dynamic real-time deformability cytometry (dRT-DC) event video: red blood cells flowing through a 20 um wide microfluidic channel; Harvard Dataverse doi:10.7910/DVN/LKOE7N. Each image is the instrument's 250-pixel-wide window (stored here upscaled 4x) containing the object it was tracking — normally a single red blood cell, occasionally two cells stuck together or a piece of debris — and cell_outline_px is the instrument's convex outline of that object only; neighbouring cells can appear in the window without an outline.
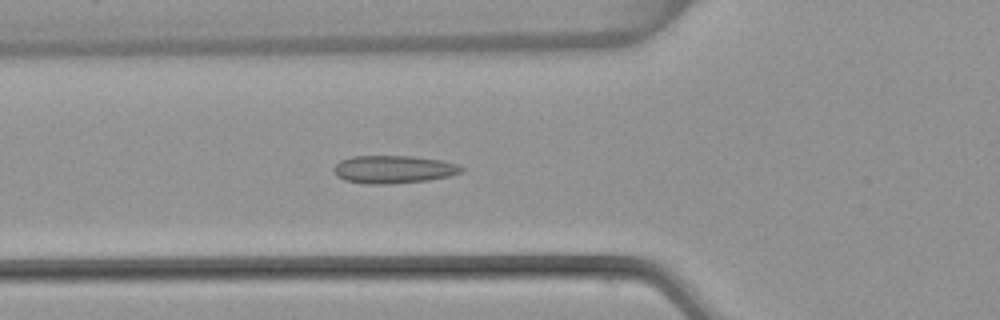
{"species": "common noctule bat (a hibernating species)", "species_latin": "Nyctalus noctula", "temperature_condition": "warm", "stored_images_in_passage": 53, "camera_frame_rate_fps": 3000, "um_per_image_px": 0.085, "animal": {"sex": "female", "body_mass_g": 22.7, "forearm_length_mm": 54.2}, "frame": {"image": 1, "passage_image": 19, "time_ms": 6.0, "image_size_px": [1000, 320], "cell_outline_px": [[464, 172], [448, 176], [428, 180], [388, 184], [368, 184], [344, 180], [336, 176], [332, 168], [340, 160], [352, 156], [412, 156], [440, 160], [456, 164], [464, 168]], "centroid_in_image_um": [33.42, 14.39], "position_along_channel_um": 92.4, "area_um2": 20.75}}
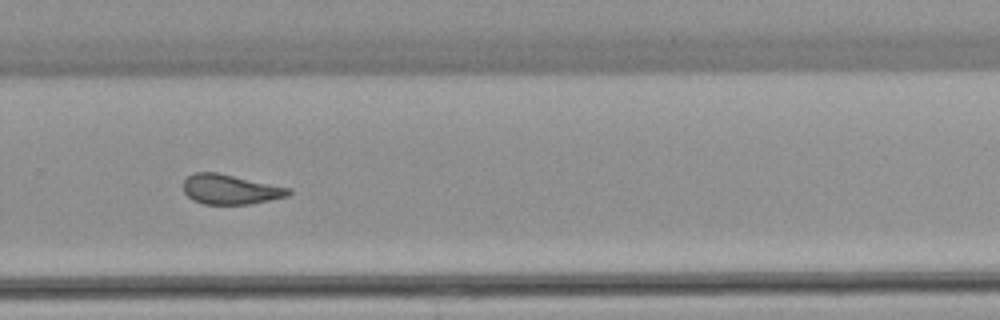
{"frame": {"image": 2, "passage_image": 36, "time_ms": 11.667, "image_size_px": [1000, 320], "cell_outline_px": [[292, 192], [288, 196], [252, 204], [204, 204], [192, 200], [184, 192], [184, 180], [188, 176], [196, 172], [216, 172], [292, 188]], "centroid_in_image_um": [19.6, 16.1], "position_along_channel_um": 310.2, "area_um2": 18.32}}
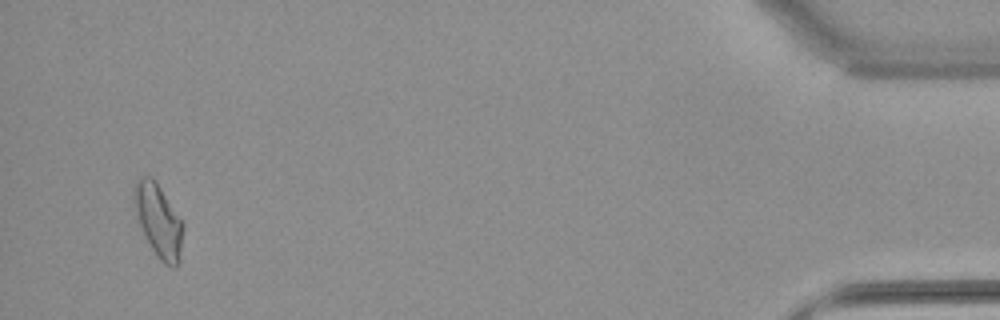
{"frame": {"image": 3, "passage_image": 51, "time_ms": 16.667, "image_size_px": [1000, 320], "cell_outline_px": [[184, 228], [180, 260], [176, 268], [172, 268], [164, 264], [160, 260], [152, 248], [140, 224], [132, 196], [132, 188], [136, 180], [140, 176], [152, 176], [156, 180], [184, 224]], "centroid_in_image_um": [13.49, 18.73], "position_along_channel_um": 421.7, "area_um2": 20.92}, "authors_computed_cell_mechanics": {"area_um2": 19.4208, "velocity_mm_per_s": 3.8412, "shape_relaxation_time_tau1_ms": null, "shape_relaxation_time_tau2_ms": 2.0972, "deformation_change_tau1": null, "deformation_change_tau2": 0.0978}}